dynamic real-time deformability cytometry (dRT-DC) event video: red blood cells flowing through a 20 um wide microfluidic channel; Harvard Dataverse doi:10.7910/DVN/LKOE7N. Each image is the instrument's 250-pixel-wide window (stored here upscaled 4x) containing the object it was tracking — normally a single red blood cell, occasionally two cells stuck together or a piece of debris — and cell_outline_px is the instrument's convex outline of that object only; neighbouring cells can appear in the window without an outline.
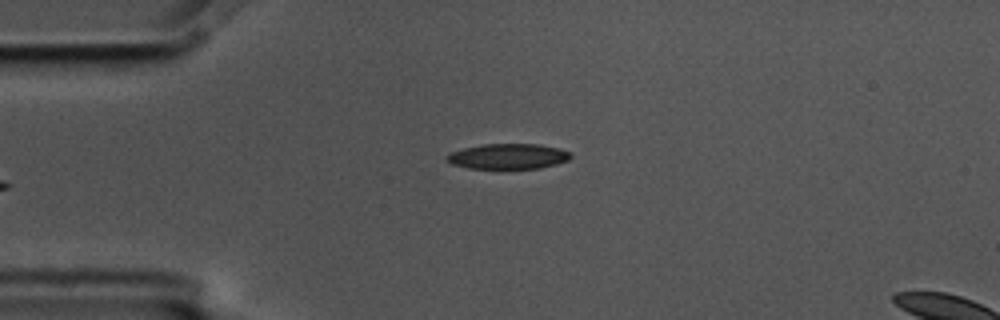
{"species": "common noctule bat (a hibernating species)", "species_latin": "Nyctalus noctula", "temperature_condition": "cold", "stored_images_in_passage": 5, "camera_frame_rate_fps": 3000, "um_per_image_px": 0.085, "animal": {"sex": "male", "body_mass_g": 17.5, "forearm_length_mm": 52.3}, "frame": {"image": 1, "passage_image": 5, "time_ms": 1.333, "image_size_px": [1000, 320], "cell_outline_px": [[572, 156], [568, 160], [556, 164], [540, 168], [468, 168], [452, 164], [444, 160], [444, 156], [452, 152], [464, 148], [484, 144], [540, 144], [560, 148], [572, 152]], "centroid_in_image_um": [43.2, 13.28], "position_along_channel_um": 41.8, "area_um2": 18.38}}